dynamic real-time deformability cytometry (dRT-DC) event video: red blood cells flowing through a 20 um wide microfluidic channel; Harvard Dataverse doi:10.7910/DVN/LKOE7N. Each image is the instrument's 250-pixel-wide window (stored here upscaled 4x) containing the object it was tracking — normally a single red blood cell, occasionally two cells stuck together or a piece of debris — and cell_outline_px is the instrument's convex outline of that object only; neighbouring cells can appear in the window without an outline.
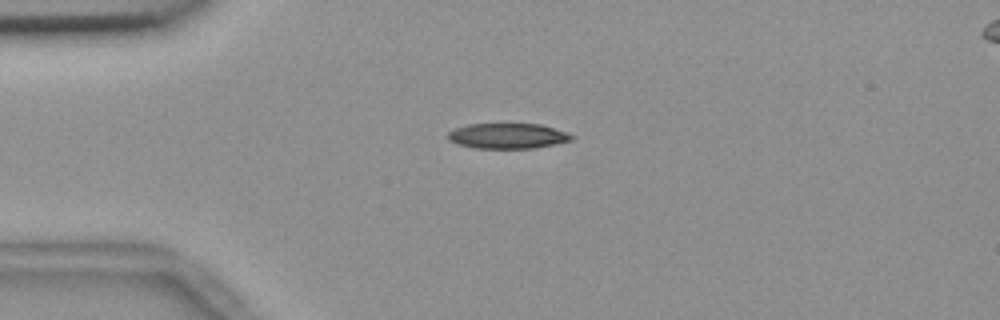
{"species": "common noctule bat (a hibernating species)", "species_latin": "Nyctalus noctula", "temperature_condition": "room temperature", "stored_images_in_passage": 9, "camera_frame_rate_fps": 3000, "um_per_image_px": 0.085, "animal": {"sex": "female", "body_mass_g": 18.4}, "frame": {"image": 1, "passage_image": 1, "time_ms": 0.0, "image_size_px": [1000, 320], "cell_outline_px": [[576, 136], [572, 140], [556, 144], [536, 148], [472, 148], [456, 144], [448, 140], [448, 132], [456, 128], [468, 124], [540, 124], [568, 132]], "centroid_in_image_um": [43.17, 11.56], "position_along_channel_um": 41.8, "area_um2": 18.44}}